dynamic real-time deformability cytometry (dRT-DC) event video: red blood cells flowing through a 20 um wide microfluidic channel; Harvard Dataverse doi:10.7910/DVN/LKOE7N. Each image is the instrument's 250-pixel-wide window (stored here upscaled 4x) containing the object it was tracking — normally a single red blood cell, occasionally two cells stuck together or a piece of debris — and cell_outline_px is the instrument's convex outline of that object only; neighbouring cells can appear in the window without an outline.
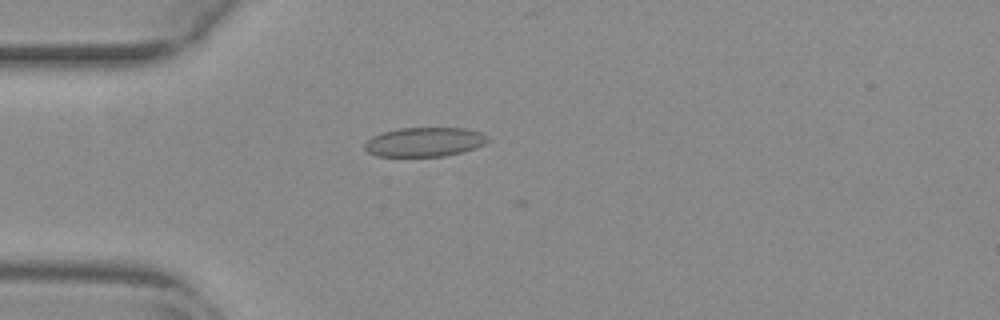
{"species": "common noctule bat (a hibernating species)", "species_latin": "Nyctalus noctula", "temperature_condition": "warm", "stored_images_in_passage": 10, "camera_frame_rate_fps": 3000, "um_per_image_px": 0.085, "animal": {"sex": "female", "body_mass_g": 29.2, "forearm_length_mm": 56.3}, "frame": {"image": 1, "passage_image": 7, "time_ms": 2.0, "image_size_px": [1000, 320], "cell_outline_px": [[488, 140], [484, 144], [476, 148], [444, 156], [376, 156], [368, 152], [364, 148], [364, 144], [372, 136], [384, 132], [400, 128], [464, 128], [480, 132], [488, 136]], "centroid_in_image_um": [36.08, 12.07], "position_along_channel_um": 48.9, "area_um2": 20.87}}